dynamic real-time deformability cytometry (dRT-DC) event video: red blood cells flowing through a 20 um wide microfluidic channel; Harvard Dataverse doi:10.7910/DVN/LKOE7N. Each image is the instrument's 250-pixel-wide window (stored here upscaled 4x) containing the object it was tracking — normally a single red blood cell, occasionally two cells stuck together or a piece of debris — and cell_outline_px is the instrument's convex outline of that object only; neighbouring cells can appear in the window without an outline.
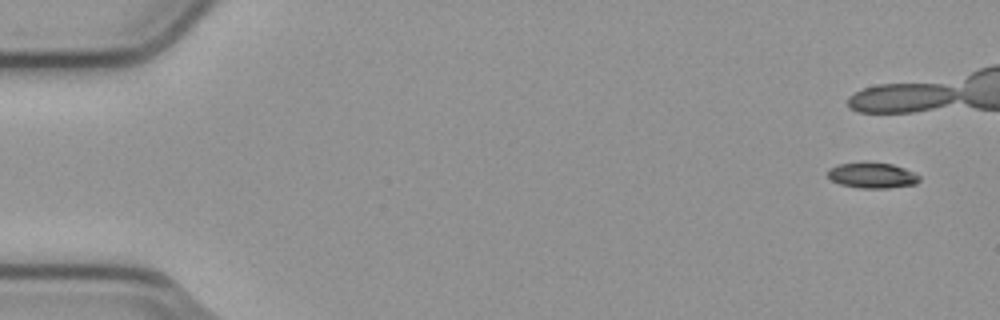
{"species": "common noctule bat (a hibernating species)", "species_latin": "Nyctalus noctula", "temperature_condition": "cold", "stored_images_in_passage": 5, "camera_frame_rate_fps": 3000, "um_per_image_px": 0.085, "animal": {"sex": "male", "body_mass_g": 23.1, "forearm_length_mm": 52.7}, "frame": {"image": 1, "passage_image": 1, "time_ms": 0.0, "image_size_px": [1000, 320], "cell_outline_px": [[920, 180], [916, 184], [888, 188], [860, 188], [840, 184], [832, 180], [828, 176], [828, 168], [840, 164], [864, 160], [892, 164], [904, 168], [920, 176]], "centroid_in_image_um": [74.13, 14.88], "position_along_channel_um": 10.9, "area_um2": 13.93}}